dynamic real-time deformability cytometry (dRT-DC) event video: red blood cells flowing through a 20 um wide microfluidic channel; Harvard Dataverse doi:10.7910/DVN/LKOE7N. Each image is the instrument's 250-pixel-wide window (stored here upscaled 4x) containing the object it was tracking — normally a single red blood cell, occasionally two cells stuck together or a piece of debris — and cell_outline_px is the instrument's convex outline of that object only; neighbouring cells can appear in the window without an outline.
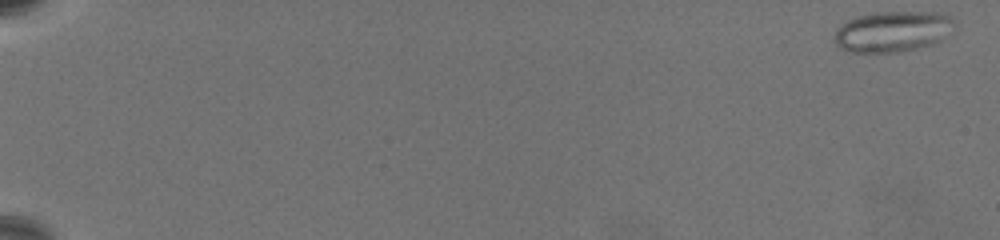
{"species": "common noctule bat (a hibernating species)", "species_latin": "Nyctalus noctula", "temperature_condition": "warm", "stored_images_in_passage": 67, "camera_frame_rate_fps": 3000, "um_per_image_px": 0.085, "animal": {"sex": "female", "body_mass_g": 19.5, "forearm_length_mm": 54.1}, "frame": {"image": 1, "passage_image": 2, "time_ms": 0.333, "image_size_px": [1000, 240], "cell_outline_px": [[956, 24], [944, 40], [932, 44], [900, 52], [852, 52], [840, 48], [832, 40], [836, 28], [848, 20], [860, 16], [876, 12], [936, 12], [952, 16], [956, 20]], "centroid_in_image_um": [75.91, 2.67], "position_along_channel_um": 9.1, "area_um2": 28.84}}
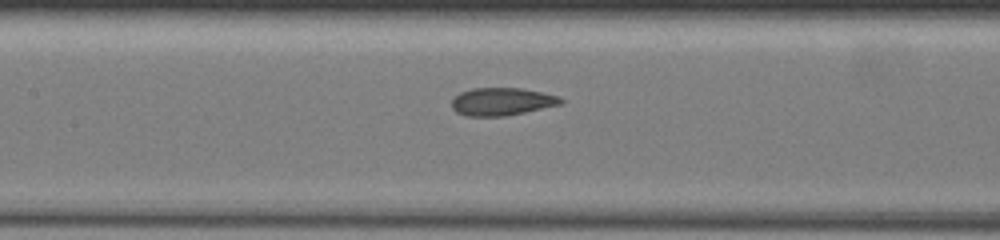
{"frame": {"image": 2, "passage_image": 36, "time_ms": 11.667, "image_size_px": [1000, 240], "cell_outline_px": [[564, 104], [508, 116], [464, 116], [456, 112], [452, 108], [452, 96], [460, 92], [472, 88], [520, 88], [544, 92], [560, 96], [564, 100]], "centroid_in_image_um": [42.68, 8.64], "position_along_channel_um": 164.7, "area_um2": 18.09}}
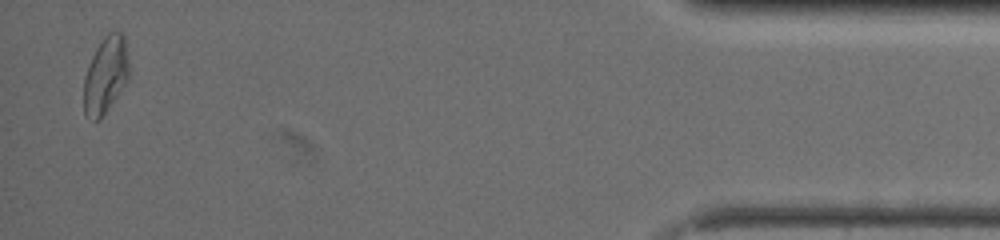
{"frame": {"image": 3, "passage_image": 66, "time_ms": 21.667, "image_size_px": [1000, 240], "cell_outline_px": [[128, 80], [100, 120], [92, 120], [84, 116], [84, 76], [88, 64], [96, 48], [104, 36], [108, 32], [124, 32], [128, 56]], "centroid_in_image_um": [8.97, 6.37], "position_along_channel_um": 426.2, "area_um2": 20.35}, "authors_computed_cell_mechanics": {"area_um2": 19.7676, "velocity_mm_per_s": 3.2995, "shape_relaxation_time_tau1_ms": null, "shape_relaxation_time_tau2_ms": 1.2919, "deformation_change_tau1": null, "deformation_change_tau2": 0.0863}}